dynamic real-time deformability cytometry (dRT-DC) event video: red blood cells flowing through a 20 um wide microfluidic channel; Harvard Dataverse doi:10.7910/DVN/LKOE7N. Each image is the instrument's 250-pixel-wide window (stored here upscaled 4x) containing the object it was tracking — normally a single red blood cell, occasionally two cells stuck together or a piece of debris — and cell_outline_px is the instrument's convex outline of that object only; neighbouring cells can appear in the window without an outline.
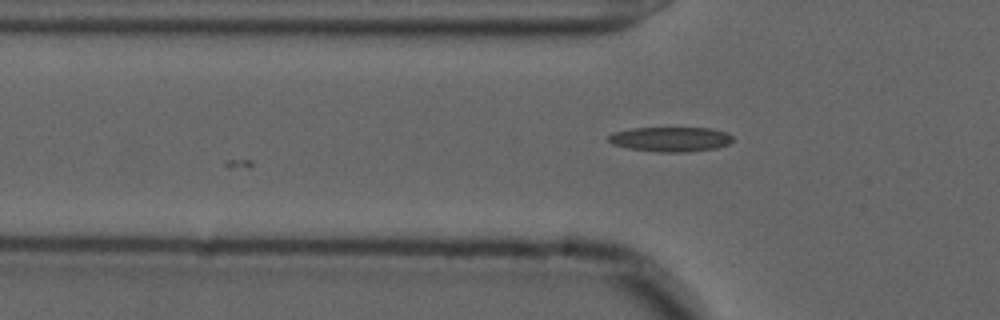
{"species": "common noctule bat (a hibernating species)", "species_latin": "Nyctalus noctula", "temperature_condition": "cold", "stored_images_in_passage": 13, "camera_frame_rate_fps": 3000, "um_per_image_px": 0.085, "animal": {"sex": "male", "forearm_length_mm": 52.5}, "frame": {"image": 1, "passage_image": 13, "time_ms": 4.0, "image_size_px": [1000, 320], "cell_outline_px": [[732, 140], [728, 144], [716, 148], [688, 152], [656, 152], [628, 148], [612, 144], [608, 140], [608, 136], [612, 132], [632, 128], [712, 128], [728, 132], [732, 136]], "centroid_in_image_um": [56.99, 11.83], "position_along_channel_um": 68.8, "area_um2": 18.03}}